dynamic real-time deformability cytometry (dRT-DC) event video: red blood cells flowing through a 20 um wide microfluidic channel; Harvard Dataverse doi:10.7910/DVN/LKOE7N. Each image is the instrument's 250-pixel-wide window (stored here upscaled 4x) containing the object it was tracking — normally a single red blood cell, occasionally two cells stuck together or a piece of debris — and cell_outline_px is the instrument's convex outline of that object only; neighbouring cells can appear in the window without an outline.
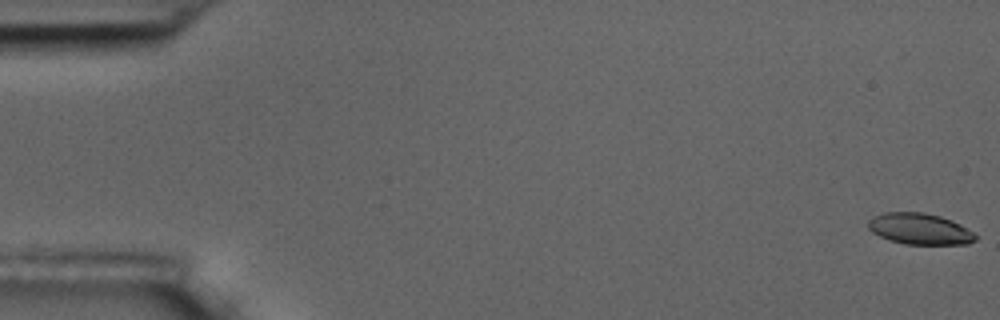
{"species": "common noctule bat (a hibernating species)", "species_latin": "Nyctalus noctula", "temperature_condition": "room temperature", "stored_images_in_passage": 6, "segment_of_instrument_passage": [1, 2], "camera_frame_rate_fps": 3000, "um_per_image_px": 0.085, "animal": {"sex": "male", "body_mass_g": 17.5, "forearm_length_mm": 52.3}, "frame": {"image": 1, "passage_image": 1, "time_ms": 0.0, "image_size_px": [1000, 320], "cell_outline_px": [[976, 240], [968, 244], [904, 244], [888, 240], [872, 232], [868, 228], [868, 220], [872, 216], [884, 212], [924, 212], [940, 216], [960, 224], [972, 232], [976, 236]], "centroid_in_image_um": [78.14, 19.45], "position_along_channel_um": 6.9, "area_um2": 19.54}}
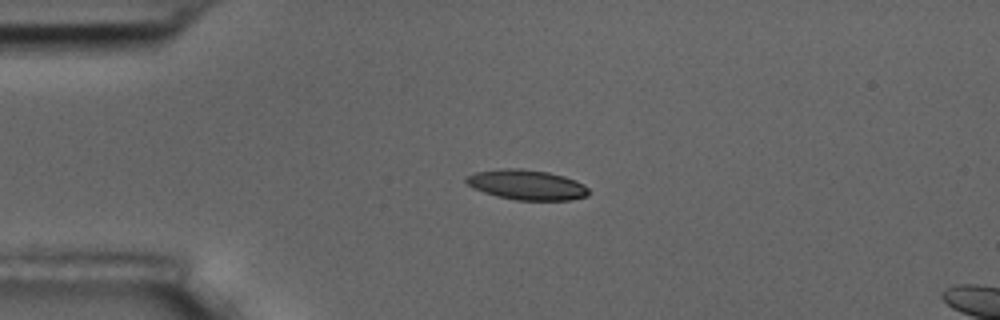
{"frame": {"image": 2, "passage_image": 4, "time_ms": 4.333, "image_size_px": [1000, 320], "cell_outline_px": [[588, 196], [572, 200], [516, 200], [496, 196], [484, 192], [468, 184], [464, 180], [464, 176], [476, 172], [504, 168], [520, 168], [548, 172], [564, 176], [576, 180], [584, 184], [588, 188]], "centroid_in_image_um": [44.79, 15.7], "position_along_channel_um": 40.2, "area_um2": 21.5}}